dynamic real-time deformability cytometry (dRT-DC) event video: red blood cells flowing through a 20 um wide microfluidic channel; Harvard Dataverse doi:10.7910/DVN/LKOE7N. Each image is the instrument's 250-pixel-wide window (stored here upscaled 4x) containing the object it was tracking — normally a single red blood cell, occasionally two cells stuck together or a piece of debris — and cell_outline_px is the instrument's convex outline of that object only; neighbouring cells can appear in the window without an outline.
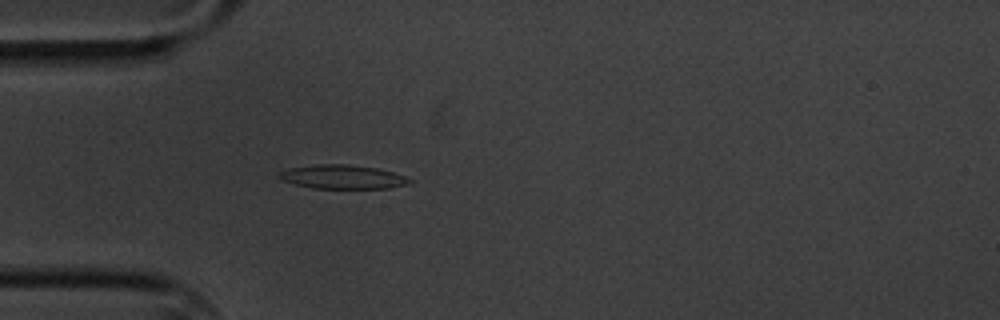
{"species": "common noctule bat (a hibernating species)", "species_latin": "Nyctalus noctula", "temperature_condition": "cold", "stored_images_in_passage": 2, "camera_frame_rate_fps": 3000, "um_per_image_px": 0.085, "animal": {"sex": "male", "body_mass_g": 20.1, "forearm_length_mm": 53.5}, "frame": {"image": 1, "passage_image": 2, "time_ms": 1.333, "image_size_px": [1000, 320], "cell_outline_px": [[412, 184], [388, 188], [312, 188], [280, 180], [276, 176], [280, 172], [288, 168], [316, 164], [348, 164], [376, 168], [392, 172], [404, 176], [412, 180]], "centroid_in_image_um": [29.1, 15.03], "position_along_channel_um": 55.9, "area_um2": 18.21}}